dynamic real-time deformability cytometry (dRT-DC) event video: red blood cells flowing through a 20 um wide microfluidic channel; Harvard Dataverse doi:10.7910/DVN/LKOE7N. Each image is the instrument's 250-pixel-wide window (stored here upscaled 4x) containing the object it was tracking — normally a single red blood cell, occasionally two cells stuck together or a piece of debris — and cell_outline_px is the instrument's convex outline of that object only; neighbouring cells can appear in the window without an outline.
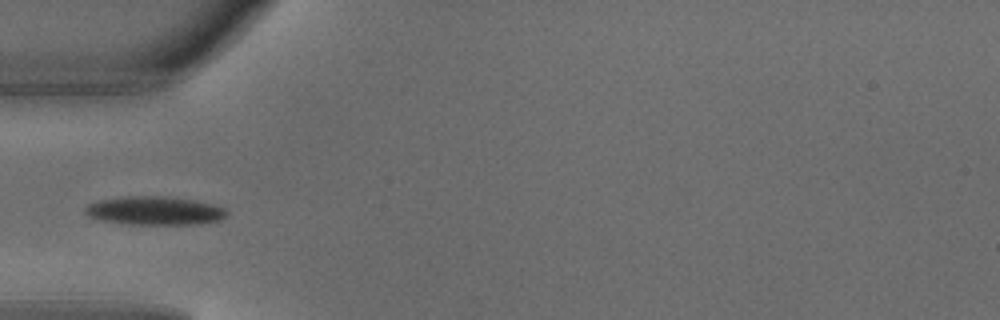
{"species": "common noctule bat (a hibernating species)", "species_latin": "Nyctalus noctula", "temperature_condition": "warm", "stored_images_in_passage": 2, "camera_frame_rate_fps": 3000, "um_per_image_px": 0.085, "animal": {"sex": "male", "body_mass_g": 18.8}, "frame": {"image": 1, "passage_image": 1, "time_ms": 0.0, "image_size_px": [1000, 320], "cell_outline_px": [[228, 216], [220, 220], [200, 224], [128, 224], [104, 220], [88, 216], [84, 212], [84, 208], [88, 204], [100, 200], [124, 196], [164, 196], [192, 200], [212, 204], [224, 208], [228, 212]], "centroid_in_image_um": [13.16, 17.91], "position_along_channel_um": 71.8, "area_um2": 23.47}}
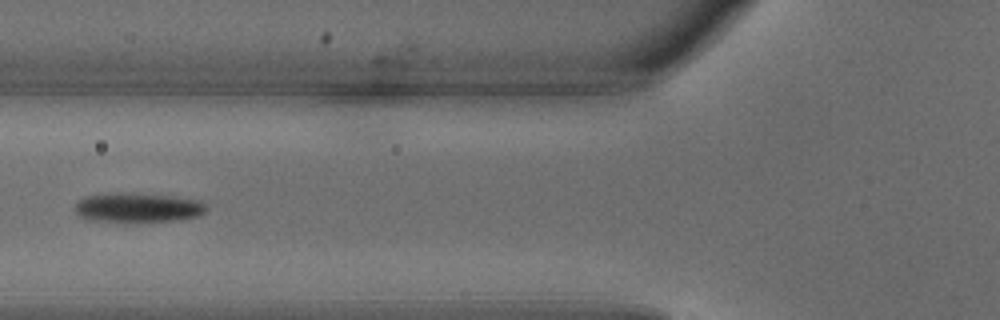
{"frame": {"image": 2, "passage_image": 2, "time_ms": 0.333, "image_size_px": [1000, 320], "cell_outline_px": [[208, 208], [200, 216], [176, 220], [92, 220], [80, 216], [76, 212], [76, 204], [80, 200], [88, 196], [116, 192], [120, 192], [172, 196], [200, 200]], "centroid_in_image_um": [11.77, 17.61], "position_along_channel_um": 114.0, "area_um2": 21.85}}